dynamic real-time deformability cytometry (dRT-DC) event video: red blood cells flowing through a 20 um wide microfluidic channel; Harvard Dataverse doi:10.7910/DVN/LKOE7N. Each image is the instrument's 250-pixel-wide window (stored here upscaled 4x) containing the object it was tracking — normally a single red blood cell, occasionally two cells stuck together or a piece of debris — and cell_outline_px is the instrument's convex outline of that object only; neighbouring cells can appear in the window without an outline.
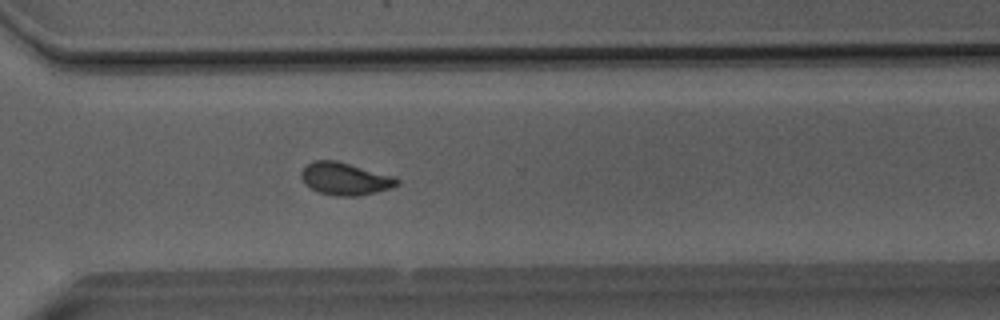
{"species": "Egyptian fruit bat (a non-hibernating species)", "species_latin": "Rousettus aegyptiacus", "temperature_condition": "room temperature", "stored_images_in_passage": 36, "camera_frame_rate_fps": 3000, "um_per_image_px": 0.085, "animal": {"sex": "male"}, "frame": {"image": 1, "passage_image": 22, "time_ms": 7.0, "image_size_px": [1000, 320], "cell_outline_px": [[400, 184], [392, 188], [376, 192], [356, 196], [336, 196], [316, 192], [304, 184], [300, 176], [300, 172], [312, 160], [336, 160], [396, 176], [400, 180]], "centroid_in_image_um": [29.34, 15.2], "position_along_channel_um": 341.3, "area_um2": 18.5}}
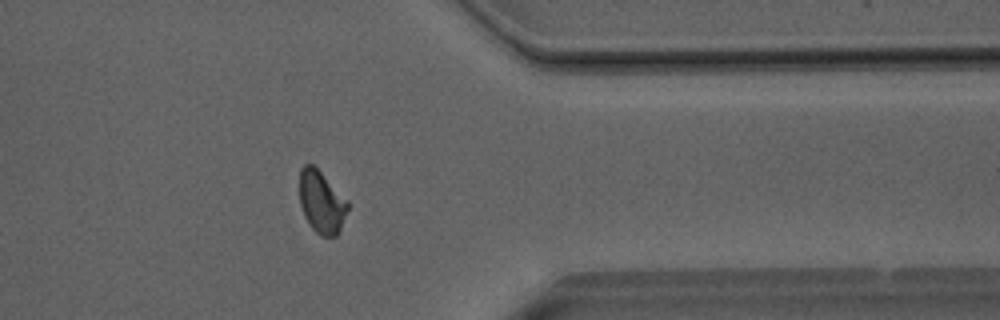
{"frame": {"image": 2, "passage_image": 26, "time_ms": 8.333, "image_size_px": [1000, 320], "cell_outline_px": [[348, 208], [340, 228], [336, 236], [320, 236], [312, 228], [304, 216], [300, 204], [300, 168], [304, 164], [312, 164], [348, 200]], "centroid_in_image_um": [27.31, 17.17], "position_along_channel_um": 384.1, "area_um2": 17.28}}
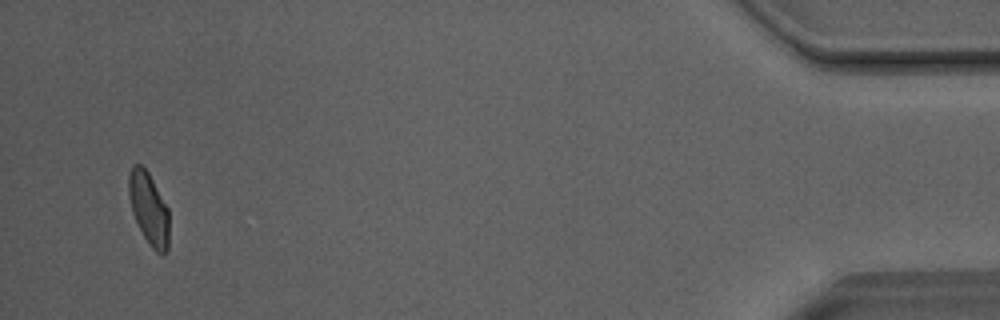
{"frame": {"image": 3, "passage_image": 34, "time_ms": 11.0, "image_size_px": [1000, 320], "cell_outline_px": [[168, 252], [156, 252], [152, 248], [144, 236], [132, 212], [128, 196], [128, 176], [132, 164], [140, 164], [148, 172], [168, 208]], "centroid_in_image_um": [12.63, 17.69], "position_along_channel_um": 422.6, "area_um2": 16.82}, "authors_computed_cell_mechanics": {"area_um2": 17.6579, "velocity_mm_per_s": 4.044, "shape_relaxation_time_tau1_ms": 6.0339, "shape_relaxation_time_tau2_ms": 1.4088, "deformation_change_tau1": 0.1257, "deformation_change_tau2": 0.0562}}